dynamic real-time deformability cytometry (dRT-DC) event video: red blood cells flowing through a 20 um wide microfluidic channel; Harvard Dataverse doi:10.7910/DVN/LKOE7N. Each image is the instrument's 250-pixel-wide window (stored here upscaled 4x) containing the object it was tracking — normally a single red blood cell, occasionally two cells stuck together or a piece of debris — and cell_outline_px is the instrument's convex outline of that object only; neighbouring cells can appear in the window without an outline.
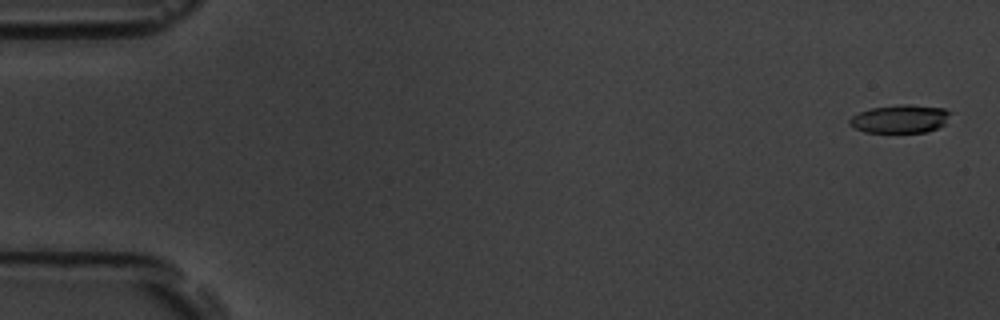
{"species": "common noctule bat (a hibernating species)", "species_latin": "Nyctalus noctula", "temperature_condition": "room temperature", "stored_images_in_passage": 55, "camera_frame_rate_fps": 3000, "um_per_image_px": 0.085, "animal": {"sex": "male", "body_mass_g": 19.5, "forearm_length_mm": 54.6}, "frame": {"image": 1, "passage_image": 2, "time_ms": 0.333, "image_size_px": [1000, 320], "cell_outline_px": [[952, 112], [944, 124], [936, 128], [924, 132], [864, 132], [848, 124], [848, 120], [852, 116], [860, 112], [872, 108], [900, 104], [912, 104], [944, 108]], "centroid_in_image_um": [76.51, 10.09], "position_along_channel_um": 8.5, "area_um2": 16.53}}
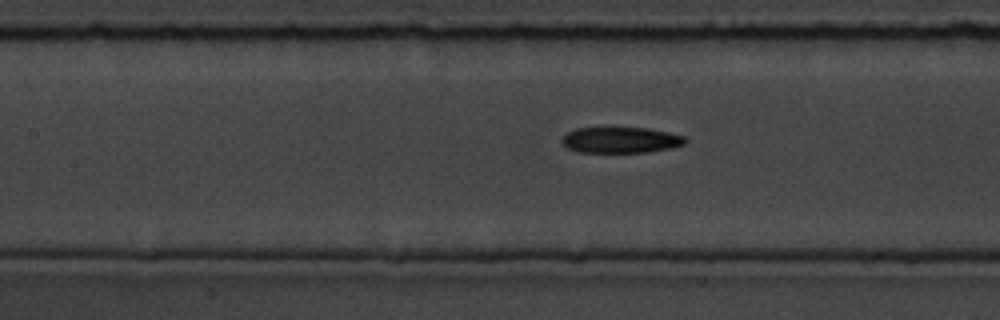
{"frame": {"image": 2, "passage_image": 25, "time_ms": 8.0, "image_size_px": [1000, 320], "cell_outline_px": [[688, 140], [684, 144], [672, 148], [648, 152], [580, 152], [568, 148], [560, 140], [568, 132], [576, 128], [648, 128], [668, 132], [684, 136]], "centroid_in_image_um": [52.79, 11.9], "position_along_channel_um": 154.6, "area_um2": 18.55}}
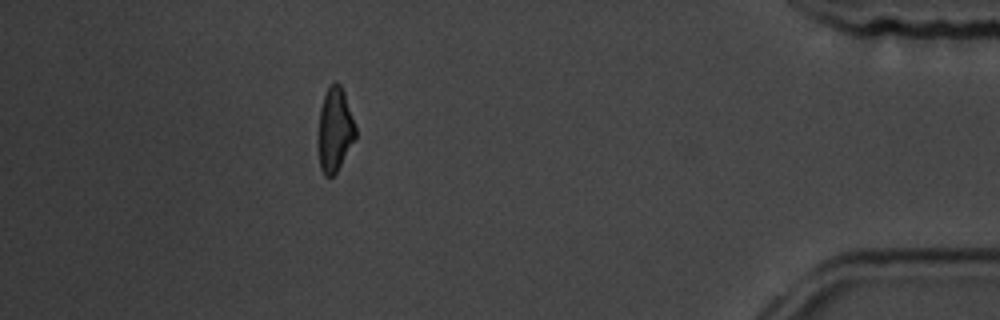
{"frame": {"image": 3, "passage_image": 49, "time_ms": 16.0, "image_size_px": [1000, 320], "cell_outline_px": [[356, 136], [336, 172], [332, 176], [324, 176], [320, 168], [320, 108], [324, 96], [328, 88], [336, 80], [340, 84], [344, 92], [356, 128]], "centroid_in_image_um": [28.48, 11.0], "position_along_channel_um": 406.7, "area_um2": 17.51}, "authors_computed_cell_mechanics": {"area_um2": 19.074, "velocity_mm_per_s": 3.7908, "shape_relaxation_time_tau1_ms": 4.5898, "shape_relaxation_time_tau2_ms": 6.9711, "deformation_change_tau1": 0.1619, "deformation_change_tau2": 0.1938}}